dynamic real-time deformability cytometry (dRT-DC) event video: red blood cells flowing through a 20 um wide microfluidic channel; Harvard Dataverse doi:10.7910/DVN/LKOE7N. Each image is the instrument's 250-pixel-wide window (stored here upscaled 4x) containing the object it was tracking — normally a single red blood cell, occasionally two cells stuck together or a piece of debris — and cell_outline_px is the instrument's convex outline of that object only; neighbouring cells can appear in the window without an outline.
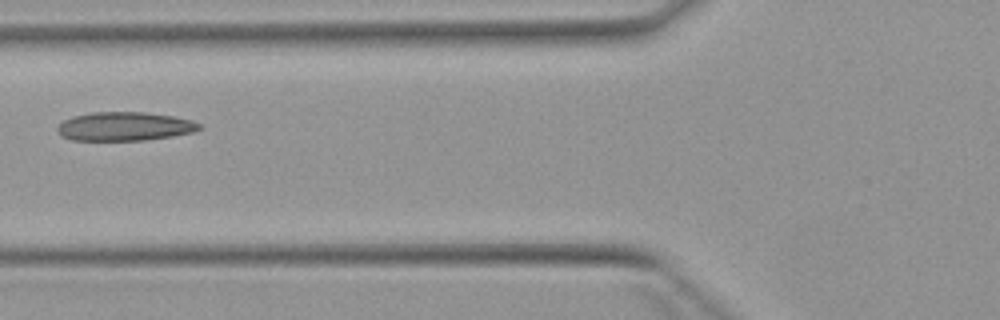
{"species": "Egyptian fruit bat (a non-hibernating species)", "species_latin": "Rousettus aegyptiacus", "temperature_condition": "warm", "stored_images_in_passage": 3, "camera_frame_rate_fps": 3000, "um_per_image_px": 0.085, "animal": {"sex": "female"}, "frame": {"image": 1, "passage_image": 3, "time_ms": 2.333, "image_size_px": [1000, 320], "cell_outline_px": [[204, 128], [192, 132], [172, 136], [144, 140], [72, 140], [60, 136], [56, 132], [56, 128], [64, 120], [72, 116], [92, 112], [144, 112], [172, 116], [192, 120], [200, 124]], "centroid_in_image_um": [10.57, 10.74], "position_along_channel_um": 115.2, "area_um2": 23.87}}